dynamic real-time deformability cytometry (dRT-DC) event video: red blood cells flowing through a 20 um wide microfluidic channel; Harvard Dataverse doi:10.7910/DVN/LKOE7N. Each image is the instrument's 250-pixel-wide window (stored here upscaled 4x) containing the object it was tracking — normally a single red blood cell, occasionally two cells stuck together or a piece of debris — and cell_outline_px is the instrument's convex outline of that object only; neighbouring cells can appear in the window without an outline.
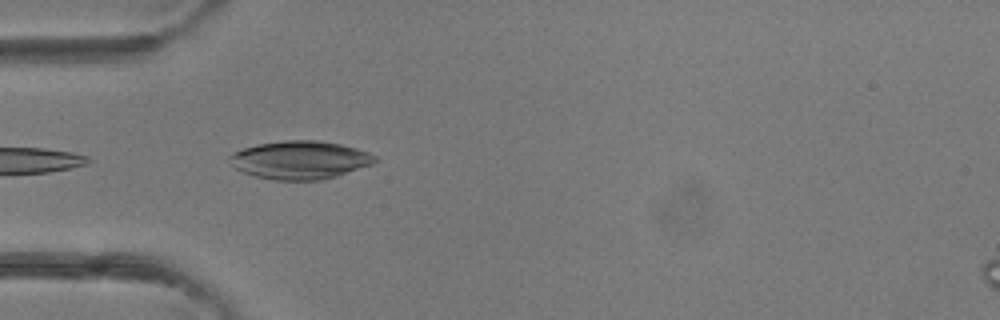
{"species": "common noctule bat (a hibernating species)", "species_latin": "Nyctalus noctula", "temperature_condition": "room temperature", "stored_images_in_passage": 2, "camera_frame_rate_fps": 3000, "um_per_image_px": 0.085, "animal": {"sex": "female"}, "frame": {"image": 1, "passage_image": 2, "time_ms": 1.333, "image_size_px": [1000, 320], "cell_outline_px": [[380, 160], [372, 164], [336, 176], [320, 180], [276, 180], [256, 176], [244, 172], [236, 168], [228, 160], [228, 156], [244, 148], [260, 144], [284, 140], [316, 140], [340, 144], [356, 148], [368, 152], [376, 156]], "centroid_in_image_um": [25.53, 13.59], "position_along_channel_um": 59.5, "area_um2": 32.08}}